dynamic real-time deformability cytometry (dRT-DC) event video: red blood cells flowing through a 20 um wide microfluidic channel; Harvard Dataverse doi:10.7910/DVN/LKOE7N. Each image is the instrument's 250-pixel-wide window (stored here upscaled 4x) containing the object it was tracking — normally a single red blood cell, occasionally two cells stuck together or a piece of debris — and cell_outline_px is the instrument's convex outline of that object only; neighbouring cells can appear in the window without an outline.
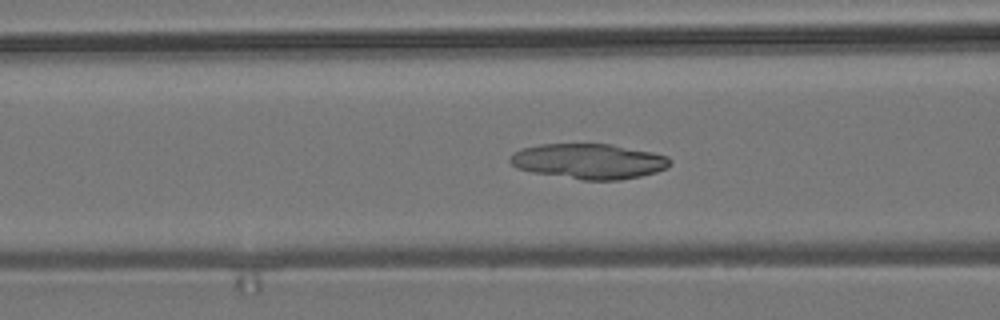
{"species": "common noctule bat (a hibernating species)", "species_latin": "Nyctalus noctula", "temperature_condition": "room temperature", "stored_images_in_passage": 55, "camera_frame_rate_fps": 3000, "um_per_image_px": 0.085, "animal": {"sex": "male", "body_mass_g": 19.2, "forearm_length_mm": 51.8}, "frame": {"image": 1, "passage_image": 21, "time_ms": 6.667, "image_size_px": [1000, 320], "cell_outline_px": [[672, 164], [668, 168], [656, 172], [640, 176], [620, 180], [584, 180], [532, 172], [516, 168], [508, 160], [508, 156], [512, 152], [520, 148], [540, 144], [612, 144], [652, 152], [668, 156], [672, 160]], "centroid_in_image_um": [50.04, 13.7], "position_along_channel_um": 116.6, "area_um2": 33.18}}
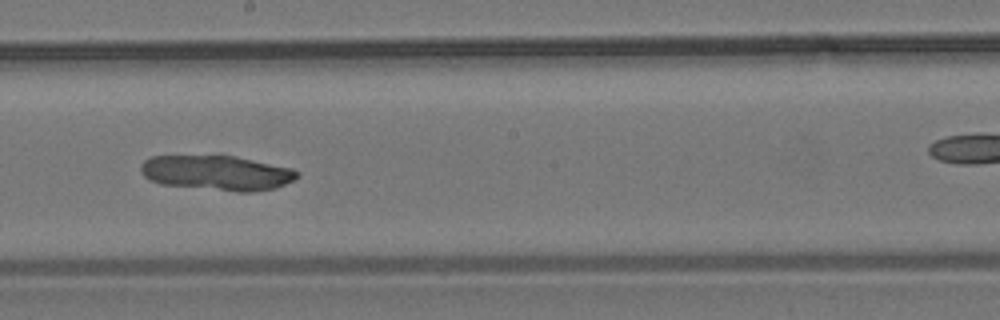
{"frame": {"image": 2, "passage_image": 30, "time_ms": 9.667, "image_size_px": [1000, 320], "cell_outline_px": [[300, 176], [276, 188], [252, 192], [236, 192], [160, 184], [144, 176], [140, 172], [140, 168], [144, 160], [152, 156], [236, 156], [292, 168], [300, 172]], "centroid_in_image_um": [18.46, 14.7], "position_along_channel_um": 229.7, "area_um2": 31.85}}
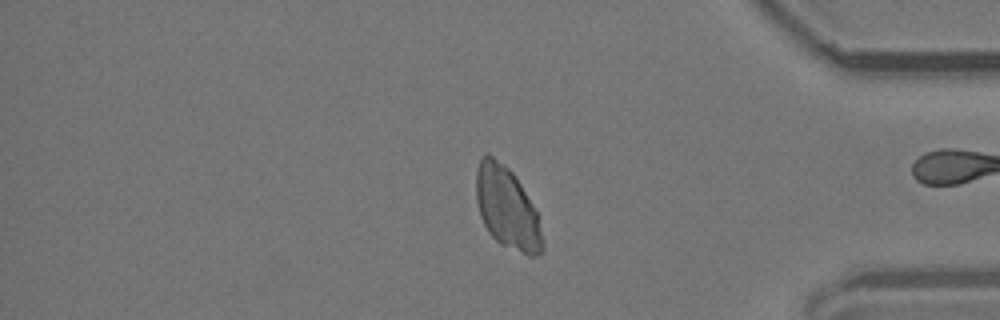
{"frame": {"image": 3, "passage_image": 45, "time_ms": 14.667, "image_size_px": [1000, 320], "cell_outline_px": [[544, 248], [536, 256], [528, 256], [500, 244], [488, 232], [480, 216], [476, 200], [476, 172], [480, 156], [484, 152], [488, 152], [504, 164], [512, 172], [520, 184], [532, 204], [536, 212], [544, 244]], "centroid_in_image_um": [43.06, 17.66], "position_along_channel_um": 392.1, "area_um2": 31.67}}